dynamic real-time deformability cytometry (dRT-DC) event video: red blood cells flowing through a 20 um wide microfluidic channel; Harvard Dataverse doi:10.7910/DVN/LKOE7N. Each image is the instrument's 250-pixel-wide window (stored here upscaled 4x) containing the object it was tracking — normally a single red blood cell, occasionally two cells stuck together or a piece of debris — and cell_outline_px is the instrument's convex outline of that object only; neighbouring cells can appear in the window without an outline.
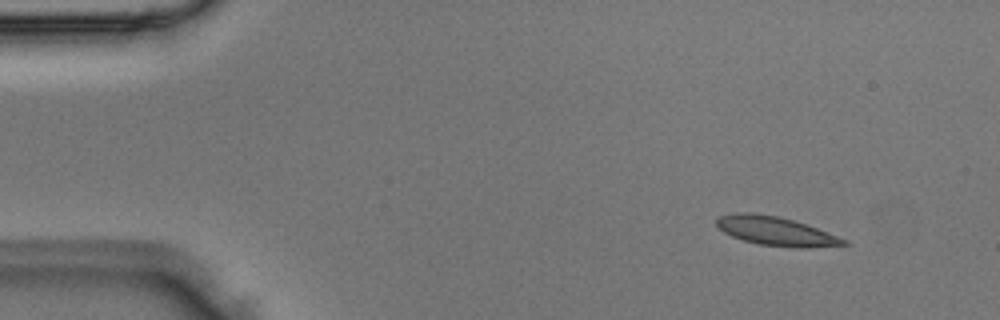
{"species": "Egyptian fruit bat (a non-hibernating species)", "species_latin": "Rousettus aegyptiacus", "temperature_condition": "room temperature", "stored_images_in_passage": 4, "segment_of_instrument_passage": [1, 2], "camera_frame_rate_fps": 3000, "um_per_image_px": 0.085, "animal": {"sex": "male"}, "frame": {"image": 1, "passage_image": 1, "time_ms": 0.0, "image_size_px": [1000, 320], "cell_outline_px": [[848, 244], [812, 248], [792, 248], [760, 244], [744, 240], [732, 236], [724, 232], [716, 224], [716, 220], [720, 216], [736, 212], [752, 212], [776, 216], [792, 220], [816, 228], [848, 240]], "centroid_in_image_um": [65.95, 19.65], "position_along_channel_um": 19.1, "area_um2": 21.21}}
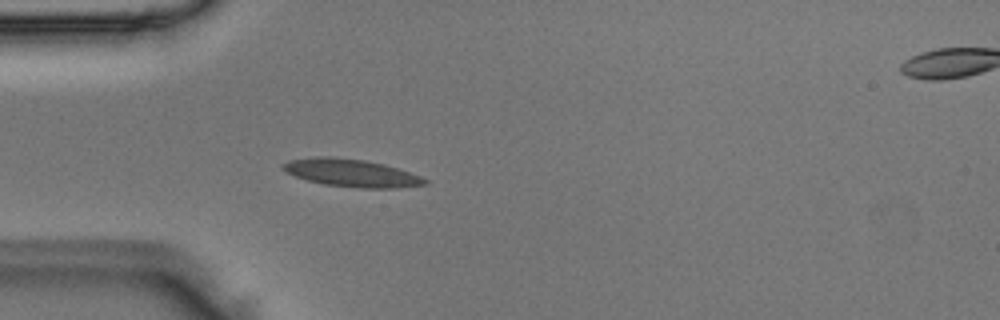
{"frame": {"image": 2, "passage_image": 3, "time_ms": 0.667, "image_size_px": [1000, 320], "cell_outline_px": [[428, 184], [392, 188], [360, 188], [324, 184], [308, 180], [296, 176], [280, 168], [280, 164], [288, 160], [316, 156], [332, 156], [364, 160], [384, 164], [420, 176], [428, 180]], "centroid_in_image_um": [29.82, 14.69], "position_along_channel_um": 55.2, "area_um2": 22.77}}